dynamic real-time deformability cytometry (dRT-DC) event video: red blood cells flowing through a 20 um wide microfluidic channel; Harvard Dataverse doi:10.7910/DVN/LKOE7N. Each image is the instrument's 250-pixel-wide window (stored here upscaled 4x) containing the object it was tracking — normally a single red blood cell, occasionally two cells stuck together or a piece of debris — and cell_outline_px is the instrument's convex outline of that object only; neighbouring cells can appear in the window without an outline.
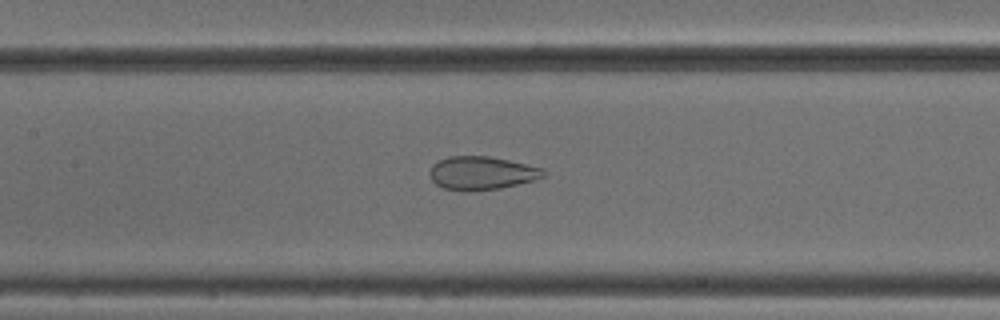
{"species": "common noctule bat (a hibernating species)", "species_latin": "Nyctalus noctula", "temperature_condition": "cold", "stored_images_in_passage": 51, "camera_frame_rate_fps": 3000, "um_per_image_px": 0.085, "animal": {"sex": "male", "body_mass_g": 18.8}, "frame": {"image": 1, "passage_image": 24, "time_ms": 7.667, "image_size_px": [1000, 320], "cell_outline_px": [[548, 172], [544, 176], [536, 180], [500, 188], [444, 188], [436, 184], [432, 180], [428, 172], [432, 164], [448, 156], [488, 156], [508, 160], [544, 168]], "centroid_in_image_um": [40.99, 14.66], "position_along_channel_um": 166.4, "area_um2": 21.5}}
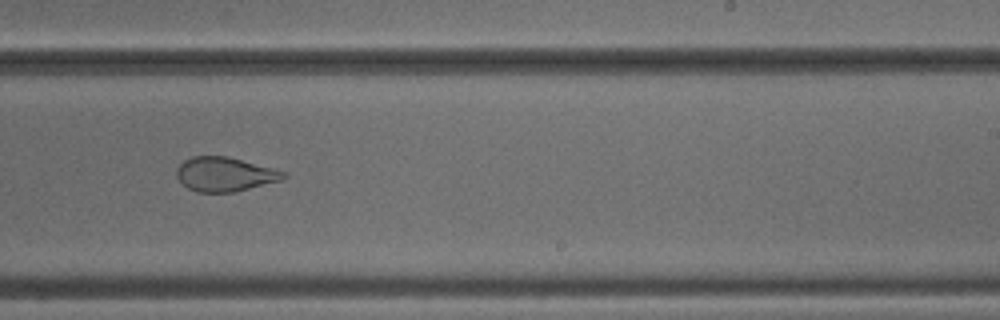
{"frame": {"image": 2, "passage_image": 32, "time_ms": 10.333, "image_size_px": [1000, 320], "cell_outline_px": [[288, 176], [284, 180], [236, 192], [196, 192], [188, 188], [176, 176], [176, 168], [184, 160], [192, 156], [228, 156], [288, 172]], "centroid_in_image_um": [19.16, 14.81], "position_along_channel_um": 269.8, "area_um2": 21.62}}
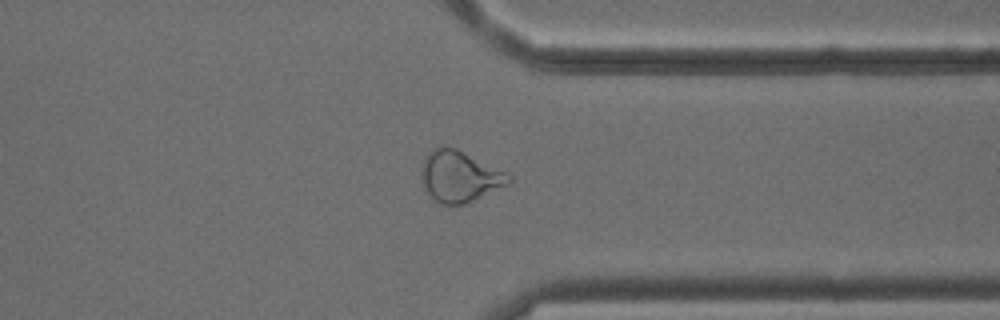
{"frame": {"image": 3, "passage_image": 40, "time_ms": 13.0, "image_size_px": [1000, 320], "cell_outline_px": [[512, 180], [508, 184], [468, 204], [440, 204], [432, 200], [424, 188], [420, 176], [420, 168], [428, 152], [436, 148], [456, 148], [508, 172], [512, 176]], "centroid_in_image_um": [39.07, 15.02], "position_along_channel_um": 372.3, "area_um2": 26.3}, "authors_computed_cell_mechanics": {"area_um2": 28.4376, "velocity_mm_per_s": 3.8886, "shape_relaxation_time_tau1_ms": null, "shape_relaxation_time_tau2_ms": 1.0621, "deformation_change_tau1": null, "deformation_change_tau2": 0.082}}